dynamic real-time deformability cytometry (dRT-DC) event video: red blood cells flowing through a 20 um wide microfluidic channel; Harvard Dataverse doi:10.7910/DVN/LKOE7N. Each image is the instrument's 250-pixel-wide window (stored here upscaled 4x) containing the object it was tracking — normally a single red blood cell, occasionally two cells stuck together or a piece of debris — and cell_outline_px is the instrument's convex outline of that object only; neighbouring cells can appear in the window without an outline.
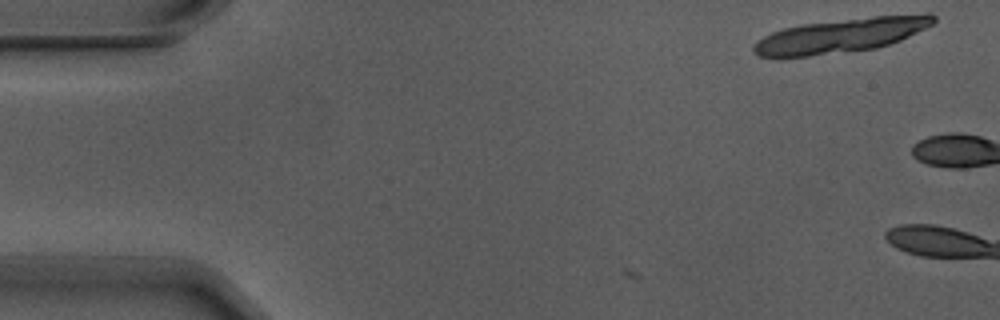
{"species": "Egyptian fruit bat (a non-hibernating species)", "species_latin": "Rousettus aegyptiacus", "temperature_condition": "warm", "stored_images_in_passage": 2, "camera_frame_rate_fps": 3000, "um_per_image_px": 0.085, "animal": {"sex": "male"}, "frame": {"image": 1, "passage_image": 1, "time_ms": 0.0, "image_size_px": [1000, 320], "cell_outline_px": [[936, 20], [932, 24], [900, 40], [876, 48], [808, 56], [760, 56], [752, 52], [752, 48], [756, 40], [772, 32], [784, 28], [800, 24], [872, 16], [928, 12], [932, 12], [936, 16]], "centroid_in_image_um": [71.53, 2.98], "position_along_channel_um": 13.5, "area_um2": 35.89}}